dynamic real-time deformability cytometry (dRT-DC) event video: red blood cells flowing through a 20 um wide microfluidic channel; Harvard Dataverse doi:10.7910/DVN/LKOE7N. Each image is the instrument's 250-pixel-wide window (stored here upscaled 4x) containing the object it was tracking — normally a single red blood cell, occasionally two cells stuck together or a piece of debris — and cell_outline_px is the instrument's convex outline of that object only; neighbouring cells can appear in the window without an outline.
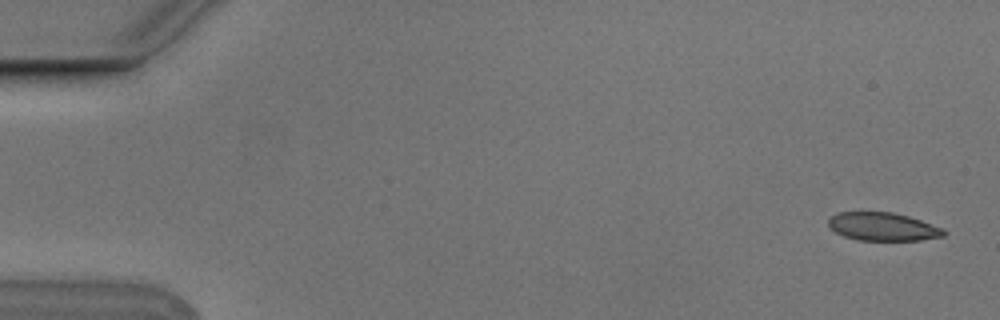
{"species": "Egyptian fruit bat (a non-hibernating species)", "species_latin": "Rousettus aegyptiacus", "temperature_condition": "cold", "stored_images_in_passage": 5, "camera_frame_rate_fps": 3000, "um_per_image_px": 0.085, "animal": {"sex": "male"}, "frame": {"image": 1, "passage_image": 1, "time_ms": 0.0, "image_size_px": [1000, 320], "cell_outline_px": [[944, 236], [920, 240], [856, 240], [844, 236], [836, 232], [828, 224], [828, 220], [836, 212], [892, 212], [908, 216], [944, 228]], "centroid_in_image_um": [75.03, 19.26], "position_along_channel_um": 10.0, "area_um2": 18.84}}
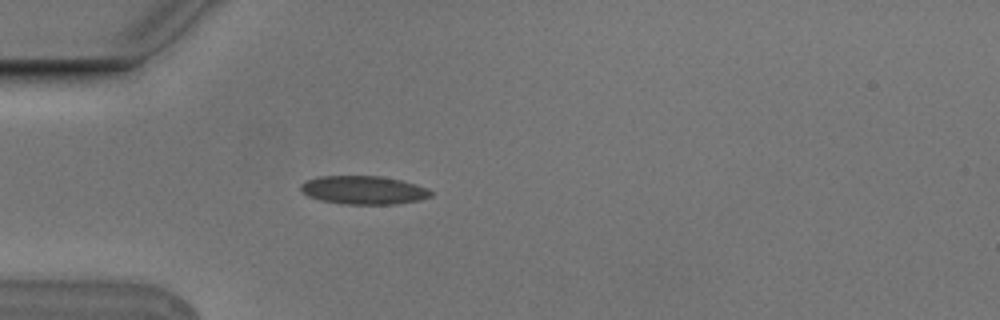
{"frame": {"image": 2, "passage_image": 5, "time_ms": 1.333, "image_size_px": [1000, 320], "cell_outline_px": [[432, 196], [420, 200], [396, 204], [344, 204], [320, 200], [308, 196], [300, 192], [300, 184], [308, 180], [320, 176], [380, 176], [400, 180], [416, 184], [428, 188], [432, 192]], "centroid_in_image_um": [30.9, 16.16], "position_along_channel_um": 54.1, "area_um2": 21.62}}